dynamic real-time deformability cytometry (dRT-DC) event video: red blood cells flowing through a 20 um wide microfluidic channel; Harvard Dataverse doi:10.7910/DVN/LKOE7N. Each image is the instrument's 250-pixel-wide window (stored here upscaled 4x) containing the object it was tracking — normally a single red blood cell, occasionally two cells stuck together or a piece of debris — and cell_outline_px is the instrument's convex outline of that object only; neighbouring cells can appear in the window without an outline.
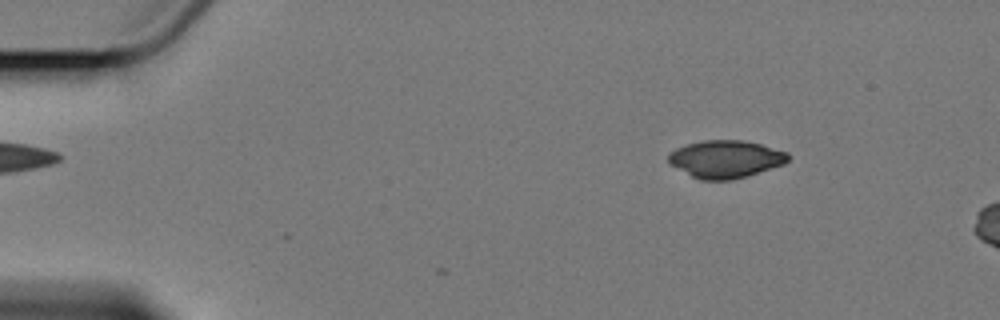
{"species": "Egyptian fruit bat (a non-hibernating species)", "species_latin": "Rousettus aegyptiacus", "temperature_condition": "cold", "stored_images_in_passage": 3, "camera_frame_rate_fps": 3000, "um_per_image_px": 0.085, "animal": {"sex": "female"}, "frame": {"image": 1, "passage_image": 1, "time_ms": 0.0, "image_size_px": [1000, 320], "cell_outline_px": [[792, 156], [784, 164], [748, 176], [732, 180], [700, 180], [692, 176], [672, 164], [668, 160], [668, 156], [676, 148], [688, 144], [704, 140], [744, 140], [760, 144], [788, 152]], "centroid_in_image_um": [61.74, 13.52], "position_along_channel_um": 23.3, "area_um2": 26.07}}